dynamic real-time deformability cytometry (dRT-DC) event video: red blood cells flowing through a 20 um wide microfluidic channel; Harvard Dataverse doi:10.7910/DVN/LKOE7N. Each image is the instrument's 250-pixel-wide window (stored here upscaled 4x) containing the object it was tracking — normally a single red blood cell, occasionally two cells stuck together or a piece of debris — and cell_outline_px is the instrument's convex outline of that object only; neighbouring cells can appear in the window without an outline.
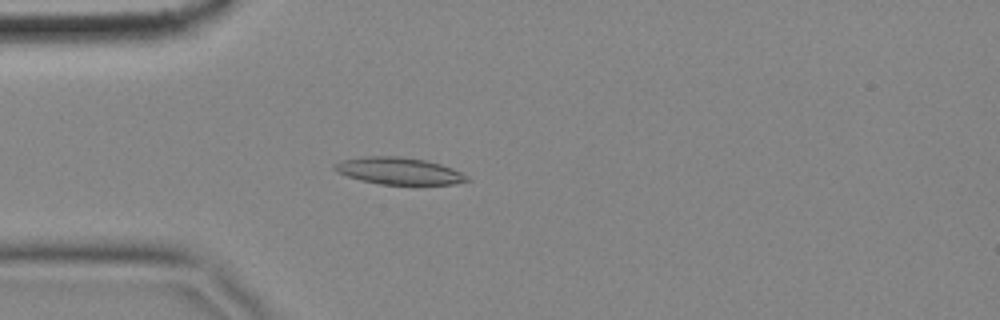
{"species": "common noctule bat (a hibernating species)", "species_latin": "Nyctalus noctula", "temperature_condition": "cold", "stored_images_in_passage": 50, "camera_frame_rate_fps": 3000, "um_per_image_px": 0.085, "animal": {"sex": "female", "body_mass_g": 18.4}, "frame": {"image": 1, "passage_image": 8, "time_ms": 2.333, "image_size_px": [1000, 320], "cell_outline_px": [[472, 180], [452, 184], [380, 184], [360, 180], [336, 172], [332, 168], [332, 164], [344, 160], [364, 156], [400, 156], [424, 160], [440, 164], [452, 168], [468, 176]], "centroid_in_image_um": [33.88, 14.52], "position_along_channel_um": 51.1, "area_um2": 20.75}}
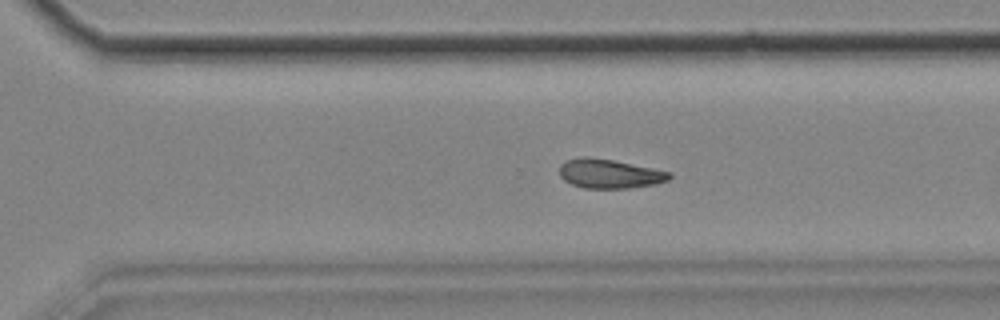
{"frame": {"image": 2, "passage_image": 32, "time_ms": 10.333, "image_size_px": [1000, 320], "cell_outline_px": [[672, 176], [668, 180], [656, 184], [628, 188], [584, 188], [572, 184], [564, 180], [560, 176], [560, 164], [564, 160], [584, 156], [588, 156], [612, 160], [672, 172]], "centroid_in_image_um": [51.79, 14.76], "position_along_channel_um": 318.8, "area_um2": 18.73}}
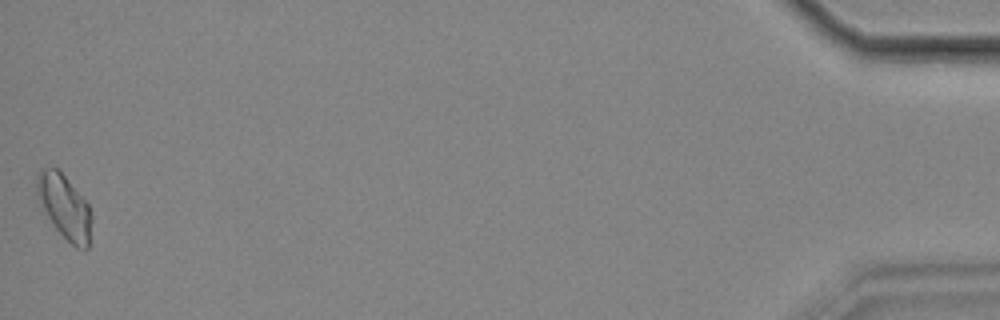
{"frame": {"image": 3, "passage_image": 50, "time_ms": 16.333, "image_size_px": [1000, 320], "cell_outline_px": [[92, 220], [88, 248], [84, 252], [76, 248], [56, 228], [36, 200], [36, 172], [40, 168], [56, 168], [64, 176], [88, 204], [92, 216]], "centroid_in_image_um": [5.46, 17.58], "position_along_channel_um": 429.7, "area_um2": 20.46}}